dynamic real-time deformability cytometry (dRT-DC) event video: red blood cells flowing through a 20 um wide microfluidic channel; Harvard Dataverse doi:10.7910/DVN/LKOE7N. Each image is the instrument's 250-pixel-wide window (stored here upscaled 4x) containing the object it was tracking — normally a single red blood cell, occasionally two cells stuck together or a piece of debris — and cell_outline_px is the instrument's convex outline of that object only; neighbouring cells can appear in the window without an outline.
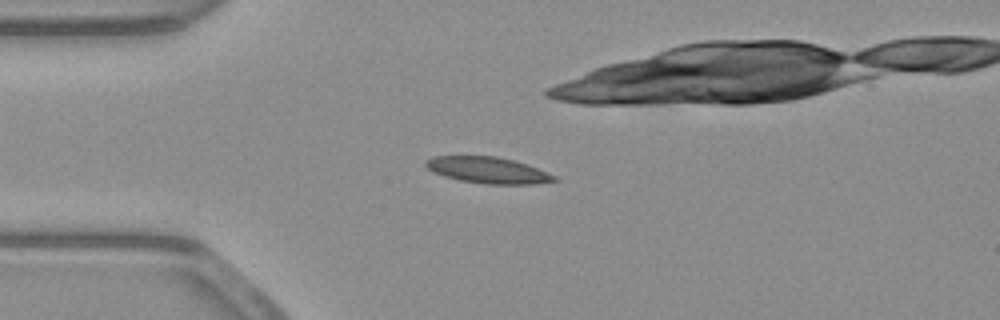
{"species": "common noctule bat (a hibernating species)", "species_latin": "Nyctalus noctula", "temperature_condition": "warm", "stored_images_in_passage": 54, "camera_frame_rate_fps": 3000, "um_per_image_px": 0.085, "animal": {"sex": "male", "body_mass_g": 23.1, "forearm_length_mm": 52.7}, "frame": {"image": 1, "passage_image": 13, "time_ms": 4.0, "image_size_px": [1000, 320], "cell_outline_px": [[560, 180], [536, 184], [484, 184], [460, 180], [444, 176], [432, 172], [424, 164], [424, 160], [432, 156], [496, 156], [528, 164], [556, 176]], "centroid_in_image_um": [41.47, 14.46], "position_along_channel_um": 43.5, "area_um2": 19.83}}
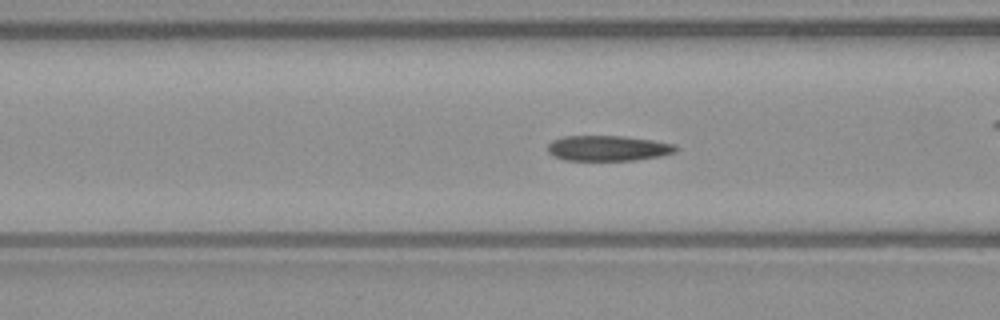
{"frame": {"image": 2, "passage_image": 20, "time_ms": 6.333, "image_size_px": [1000, 320], "cell_outline_px": [[680, 148], [676, 152], [660, 156], [636, 160], [564, 160], [548, 152], [548, 144], [552, 140], [564, 136], [624, 136], [652, 140], [676, 144]], "centroid_in_image_um": [51.72, 12.59], "position_along_channel_um": 114.9, "area_um2": 19.02}}
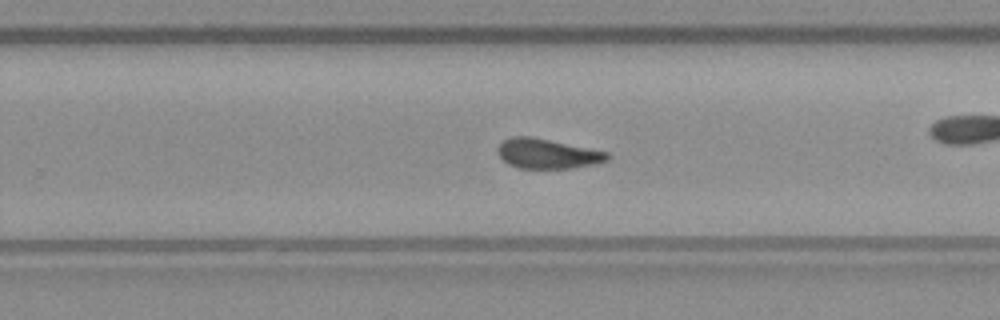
{"frame": {"image": 3, "passage_image": 33, "time_ms": 10.667, "image_size_px": [1000, 320], "cell_outline_px": [[612, 156], [608, 160], [596, 164], [572, 168], [520, 168], [508, 164], [496, 152], [496, 148], [504, 140], [512, 136], [532, 136], [608, 152]], "centroid_in_image_um": [46.54, 13.06], "position_along_channel_um": 283.3, "area_um2": 19.13}, "authors_computed_cell_mechanics": {"area_um2": 19.1607, "velocity_mm_per_s": 3.8899, "shape_relaxation_time_tau1_ms": 9.3983, "shape_relaxation_time_tau2_ms": 1.878, "deformation_change_tau1": 0.2501, "deformation_change_tau2": 0.0912}}